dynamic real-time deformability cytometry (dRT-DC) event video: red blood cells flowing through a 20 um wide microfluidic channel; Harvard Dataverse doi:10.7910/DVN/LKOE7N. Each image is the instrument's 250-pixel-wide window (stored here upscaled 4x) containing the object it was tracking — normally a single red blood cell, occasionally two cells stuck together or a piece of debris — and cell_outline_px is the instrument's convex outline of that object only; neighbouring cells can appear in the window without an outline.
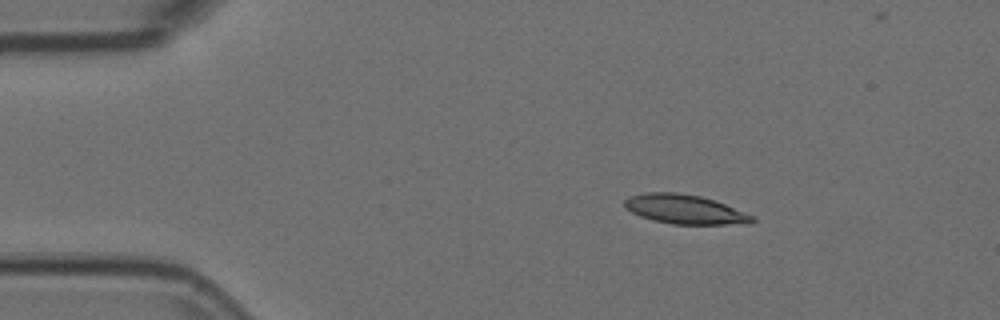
{"species": "Egyptian fruit bat (a non-hibernating species)", "species_latin": "Rousettus aegyptiacus", "temperature_condition": "room temperature", "stored_images_in_passage": 4, "camera_frame_rate_fps": 3000, "um_per_image_px": 0.085, "animal": {"sex": "female"}, "frame": {"image": 1, "passage_image": 2, "time_ms": 0.333, "image_size_px": [1000, 320], "cell_outline_px": [[756, 220], [752, 224], [672, 224], [652, 220], [640, 216], [624, 208], [624, 200], [632, 196], [644, 192], [676, 192], [700, 196], [724, 204], [756, 216]], "centroid_in_image_um": [58.23, 17.8], "position_along_channel_um": 26.8, "area_um2": 21.85}}